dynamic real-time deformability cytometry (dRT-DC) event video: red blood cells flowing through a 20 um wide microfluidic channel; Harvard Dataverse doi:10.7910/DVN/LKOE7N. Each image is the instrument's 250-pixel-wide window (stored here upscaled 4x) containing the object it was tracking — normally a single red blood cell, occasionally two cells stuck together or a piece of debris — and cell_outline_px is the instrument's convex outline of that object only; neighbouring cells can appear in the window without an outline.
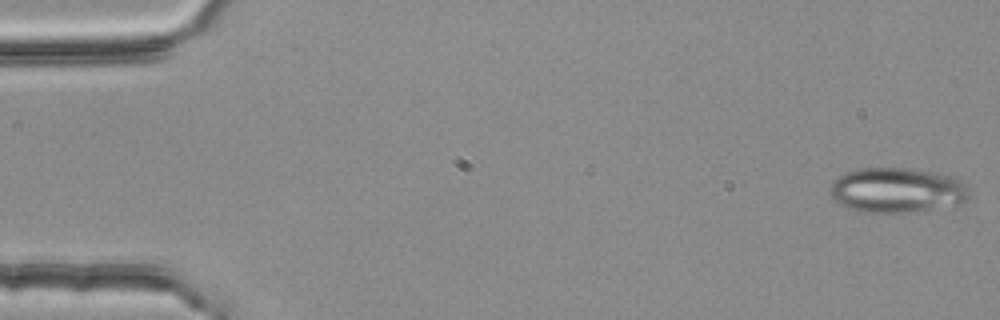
{"species": "common noctule bat (a hibernating species)", "species_latin": "Nyctalus noctula", "temperature_condition": "room temperature", "stored_images_in_passage": 5, "camera_frame_rate_fps": 3000, "um_per_image_px": 0.085, "animal": {"sex": "female", "body_mass_g": 25.1}, "frame": {"image": 1, "passage_image": 5, "time_ms": 1.333, "image_size_px": [1000, 320], "cell_outline_px": [[968, 196], [964, 204], [900, 212], [864, 212], [848, 208], [840, 204], [832, 196], [832, 180], [844, 172], [860, 168], [904, 168], [928, 172], [948, 176], [960, 180], [968, 188]], "centroid_in_image_um": [76.22, 16.16], "position_along_channel_um": 8.8, "area_um2": 35.84}}